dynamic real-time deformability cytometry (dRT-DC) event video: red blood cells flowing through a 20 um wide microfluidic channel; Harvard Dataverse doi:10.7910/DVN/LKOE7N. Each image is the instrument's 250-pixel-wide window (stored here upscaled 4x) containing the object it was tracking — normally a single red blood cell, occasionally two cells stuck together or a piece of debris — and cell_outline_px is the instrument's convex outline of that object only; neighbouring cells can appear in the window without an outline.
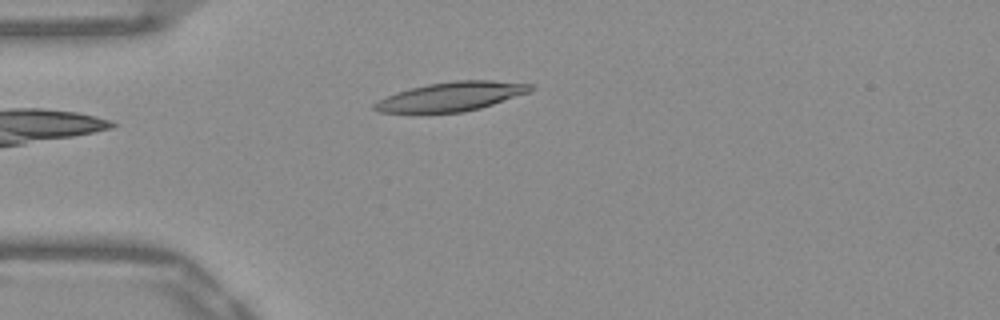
{"species": "Egyptian fruit bat (a non-hibernating species)", "species_latin": "Rousettus aegyptiacus", "temperature_condition": "warm", "stored_images_in_passage": 32, "camera_frame_rate_fps": 3000, "um_per_image_px": 0.085, "frame": {"image": 1, "passage_image": 1, "time_ms": 0.0, "image_size_px": [1000, 320], "cell_outline_px": [[536, 88], [532, 92], [480, 108], [464, 112], [380, 112], [372, 108], [372, 104], [396, 92], [428, 84], [456, 80], [492, 80], [532, 84]], "centroid_in_image_um": [38.44, 8.19], "position_along_channel_um": 46.6, "area_um2": 26.3}}
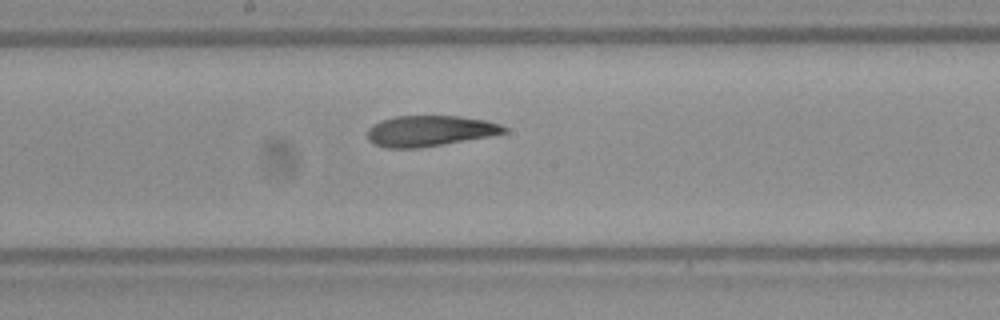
{"frame": {"image": 2, "passage_image": 15, "time_ms": 4.667, "image_size_px": [1000, 320], "cell_outline_px": [[508, 132], [488, 136], [420, 148], [384, 148], [372, 144], [368, 140], [368, 128], [372, 124], [380, 120], [396, 116], [460, 116], [488, 120], [500, 124], [508, 128]], "centroid_in_image_um": [36.5, 11.12], "position_along_channel_um": 211.7, "area_um2": 24.68}}
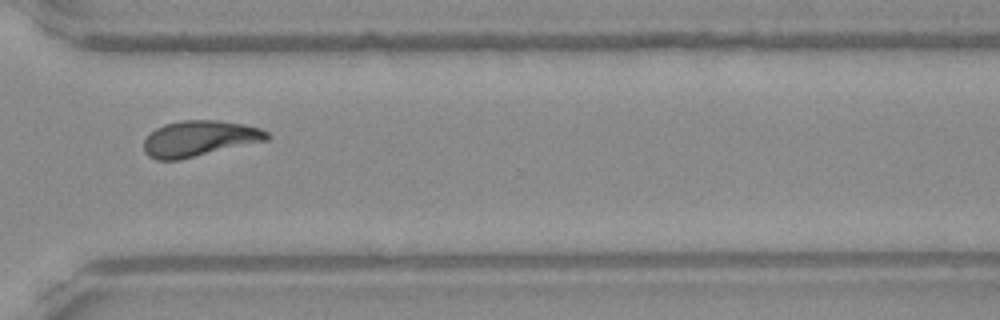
{"frame": {"image": 3, "passage_image": 26, "time_ms": 8.333, "image_size_px": [1000, 320], "cell_outline_px": [[272, 136], [268, 140], [176, 160], [156, 160], [148, 156], [144, 152], [144, 140], [156, 128], [164, 124], [180, 120], [216, 120], [244, 124], [260, 128], [268, 132]], "centroid_in_image_um": [16.95, 11.76], "position_along_channel_um": 353.7, "area_um2": 25.55}, "authors_computed_cell_mechanics": {"area_um2": 25.5476, "velocity_mm_per_s": 3.8806, "shape_relaxation_time_tau1_ms": null, "shape_relaxation_time_tau2_ms": 3.087, "deformation_change_tau1": null, "deformation_change_tau2": 0.1104}}